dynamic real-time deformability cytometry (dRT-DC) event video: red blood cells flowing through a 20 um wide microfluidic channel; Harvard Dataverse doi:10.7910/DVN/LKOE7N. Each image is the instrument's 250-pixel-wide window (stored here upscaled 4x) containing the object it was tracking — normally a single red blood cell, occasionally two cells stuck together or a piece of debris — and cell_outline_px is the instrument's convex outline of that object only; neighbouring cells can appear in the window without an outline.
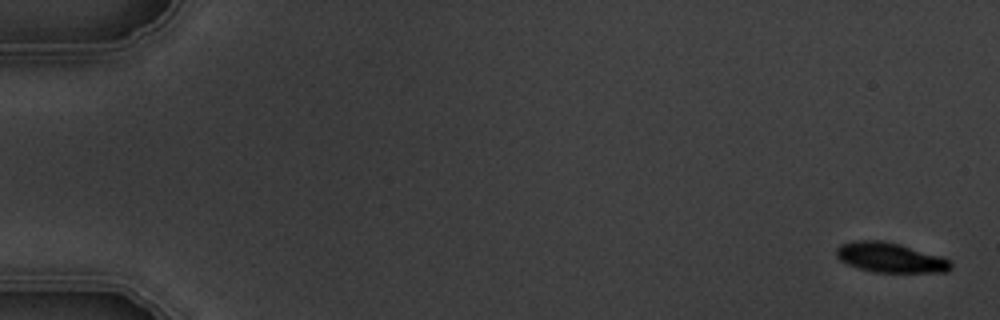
{"species": "common noctule bat (a hibernating species)", "species_latin": "Nyctalus noctula", "temperature_condition": "warm", "stored_images_in_passage": 9, "camera_frame_rate_fps": 3000, "um_per_image_px": 0.085, "animal": {"sex": "male", "body_mass_g": 19.5, "forearm_length_mm": 54.6}, "frame": {"image": 1, "passage_image": 1, "time_ms": 0.0, "image_size_px": [1000, 320], "cell_outline_px": [[952, 268], [948, 272], [876, 272], [860, 268], [848, 264], [840, 260], [836, 256], [836, 248], [840, 244], [852, 240], [884, 240], [900, 244], [940, 256], [948, 260], [952, 264]], "centroid_in_image_um": [75.65, 21.88], "position_along_channel_um": 9.4, "area_um2": 19.88}}
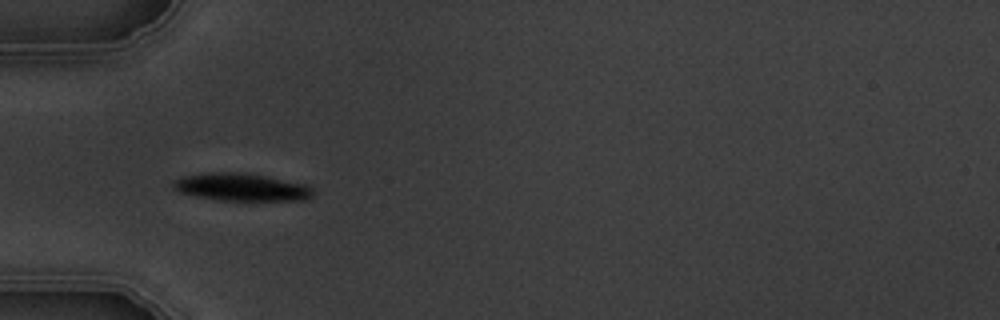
{"frame": {"image": 2, "passage_image": 6, "time_ms": 5.667, "image_size_px": [1000, 320], "cell_outline_px": [[312, 196], [304, 200], [220, 200], [196, 196], [180, 192], [172, 188], [172, 180], [184, 176], [212, 172], [244, 172], [304, 184], [312, 188]], "centroid_in_image_um": [20.46, 15.9], "position_along_channel_um": 64.5, "area_um2": 22.25}}
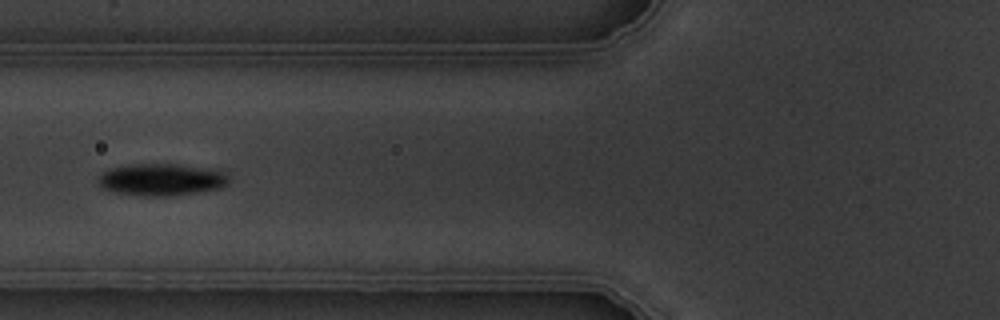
{"frame": {"image": 3, "passage_image": 7, "time_ms": 7.0, "image_size_px": [1000, 320], "cell_outline_px": [[228, 184], [224, 188], [168, 196], [144, 196], [116, 192], [104, 188], [96, 180], [100, 172], [108, 168], [128, 164], [180, 164], [220, 168], [228, 172]], "centroid_in_image_um": [13.79, 15.24], "position_along_channel_um": 112.0, "area_um2": 25.09}}